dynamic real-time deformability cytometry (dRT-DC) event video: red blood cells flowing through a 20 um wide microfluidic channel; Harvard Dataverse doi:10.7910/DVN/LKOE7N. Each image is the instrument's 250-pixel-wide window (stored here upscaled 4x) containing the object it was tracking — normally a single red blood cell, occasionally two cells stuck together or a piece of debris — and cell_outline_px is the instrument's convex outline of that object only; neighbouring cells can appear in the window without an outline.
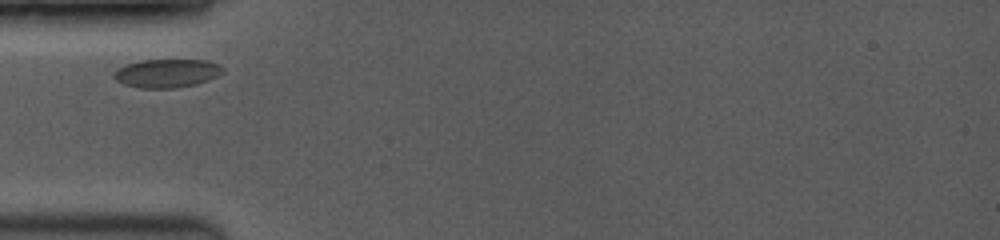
{"species": "common noctule bat (a hibernating species)", "species_latin": "Nyctalus noctula", "temperature_condition": "room temperature", "stored_images_in_passage": 3, "camera_frame_rate_fps": 3500, "um_per_image_px": 0.085, "animal": {"sex": "female", "body_mass_g": 19.0, "forearm_length_mm": 53.3}, "frame": {"image": 1, "passage_image": 1, "time_ms": 0.0, "image_size_px": [1000, 240], "cell_outline_px": [[224, 72], [208, 80], [196, 84], [176, 88], [140, 88], [124, 84], [116, 80], [112, 76], [112, 72], [116, 68], [140, 60], [208, 60], [220, 64], [224, 68]], "centroid_in_image_um": [14.18, 6.22], "position_along_channel_um": 70.8, "area_um2": 18.26}}
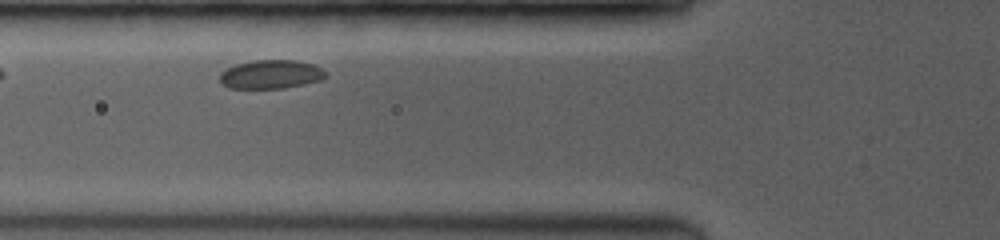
{"frame": {"image": 2, "passage_image": 2, "time_ms": 0.857, "image_size_px": [1000, 240], "cell_outline_px": [[328, 76], [324, 80], [284, 88], [228, 88], [220, 80], [220, 72], [236, 64], [252, 60], [296, 60], [312, 64], [320, 68]], "centroid_in_image_um": [23.04, 6.32], "position_along_channel_um": 102.8, "area_um2": 17.74}}
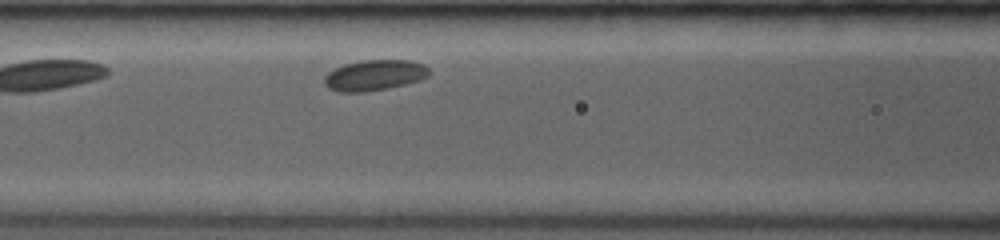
{"frame": {"image": 3, "passage_image": 3, "time_ms": 1.714, "image_size_px": [1000, 240], "cell_outline_px": [[428, 76], [420, 80], [388, 88], [364, 92], [340, 92], [328, 88], [324, 84], [324, 76], [328, 72], [344, 64], [360, 60], [412, 60], [424, 64], [428, 68]], "centroid_in_image_um": [31.81, 6.39], "position_along_channel_um": 134.8, "area_um2": 18.79}}